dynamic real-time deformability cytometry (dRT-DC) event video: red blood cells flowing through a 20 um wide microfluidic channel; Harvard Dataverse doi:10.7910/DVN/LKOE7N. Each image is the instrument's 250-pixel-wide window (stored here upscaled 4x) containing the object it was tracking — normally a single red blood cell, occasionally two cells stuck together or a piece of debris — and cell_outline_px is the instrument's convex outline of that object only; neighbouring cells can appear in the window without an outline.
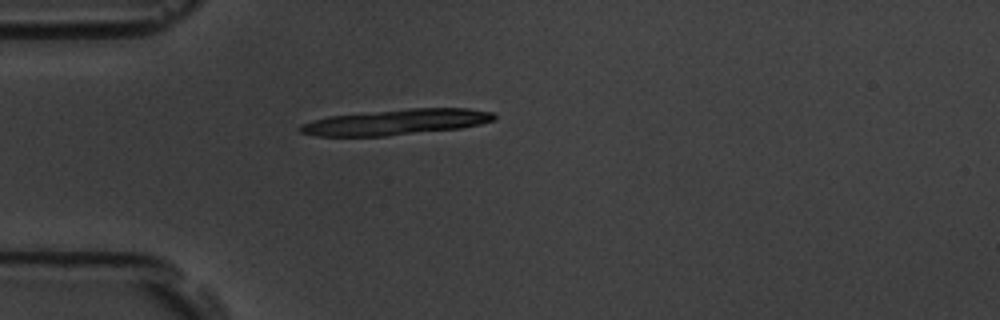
{"species": "common noctule bat (a hibernating species)", "species_latin": "Nyctalus noctula", "temperature_condition": "room temperature", "stored_images_in_passage": 5, "camera_frame_rate_fps": 3000, "um_per_image_px": 0.085, "animal": {"sex": "male", "body_mass_g": 19.5, "forearm_length_mm": 54.6}, "frame": {"image": 1, "passage_image": 5, "time_ms": 1.333, "image_size_px": [1000, 320], "cell_outline_px": [[496, 120], [480, 124], [460, 128], [384, 136], [316, 136], [300, 132], [296, 128], [300, 124], [312, 120], [328, 116], [408, 108], [468, 108], [492, 112], [496, 116]], "centroid_in_image_um": [33.64, 10.37], "position_along_channel_um": 51.4, "area_um2": 29.07}}